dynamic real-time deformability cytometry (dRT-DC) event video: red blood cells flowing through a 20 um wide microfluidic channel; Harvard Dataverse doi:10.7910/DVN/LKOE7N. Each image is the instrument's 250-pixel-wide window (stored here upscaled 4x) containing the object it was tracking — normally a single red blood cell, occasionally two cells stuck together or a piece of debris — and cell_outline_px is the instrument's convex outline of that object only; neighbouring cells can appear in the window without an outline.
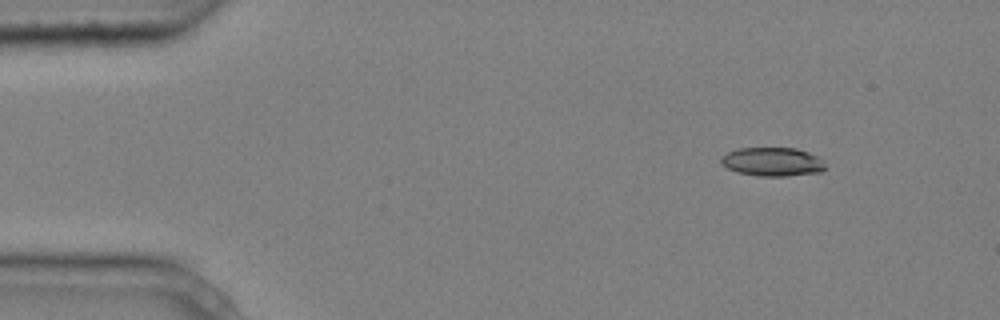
{"species": "common noctule bat (a hibernating species)", "species_latin": "Nyctalus noctula", "temperature_condition": "cold", "stored_images_in_passage": 8, "camera_frame_rate_fps": 3000, "um_per_image_px": 0.085, "animal": {"sex": "male", "body_mass_g": 20.4}, "frame": {"image": 1, "passage_image": 1, "time_ms": 0.0, "image_size_px": [1000, 320], "cell_outline_px": [[828, 168], [820, 172], [784, 176], [760, 176], [736, 172], [720, 164], [720, 156], [736, 148], [796, 148], [808, 152], [824, 160]], "centroid_in_image_um": [65.66, 13.75], "position_along_channel_um": 19.3, "area_um2": 17.69}}
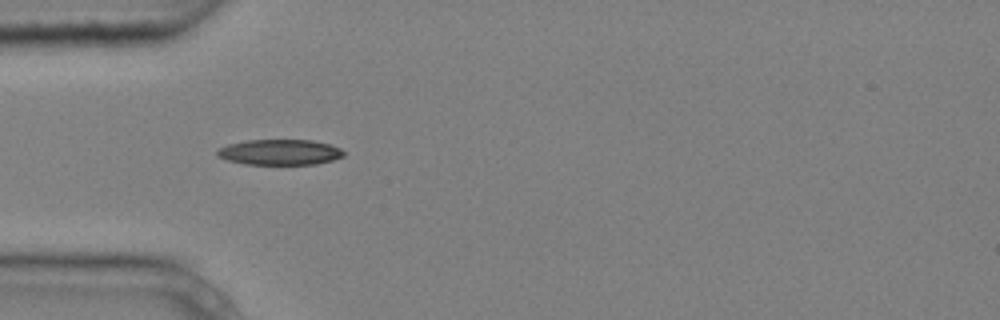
{"frame": {"image": 2, "passage_image": 4, "time_ms": 1.0, "image_size_px": [1000, 320], "cell_outline_px": [[344, 156], [332, 160], [316, 164], [244, 164], [228, 160], [216, 156], [216, 152], [220, 148], [228, 144], [248, 140], [312, 140], [328, 144], [340, 148], [344, 152]], "centroid_in_image_um": [23.77, 12.93], "position_along_channel_um": 61.2, "area_um2": 18.73}}
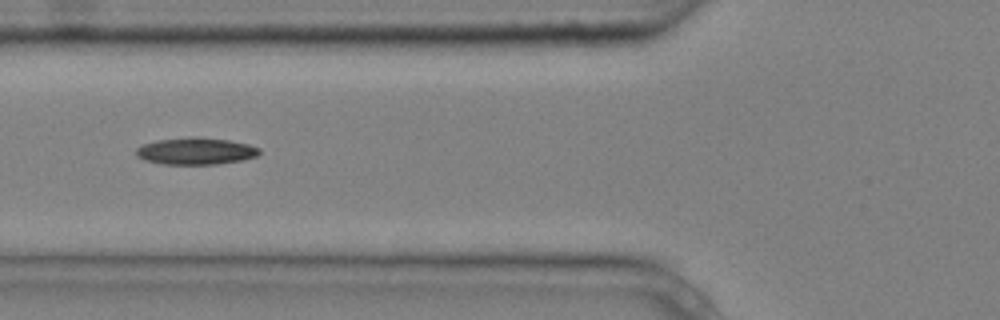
{"frame": {"image": 3, "passage_image": 5, "time_ms": 1.333, "image_size_px": [1000, 320], "cell_outline_px": [[260, 152], [256, 156], [244, 160], [216, 164], [164, 164], [144, 160], [136, 156], [136, 148], [144, 144], [156, 140], [192, 136], [196, 136], [228, 140], [248, 144], [260, 148]], "centroid_in_image_um": [16.64, 12.84], "position_along_channel_um": 109.2, "area_um2": 19.42}}